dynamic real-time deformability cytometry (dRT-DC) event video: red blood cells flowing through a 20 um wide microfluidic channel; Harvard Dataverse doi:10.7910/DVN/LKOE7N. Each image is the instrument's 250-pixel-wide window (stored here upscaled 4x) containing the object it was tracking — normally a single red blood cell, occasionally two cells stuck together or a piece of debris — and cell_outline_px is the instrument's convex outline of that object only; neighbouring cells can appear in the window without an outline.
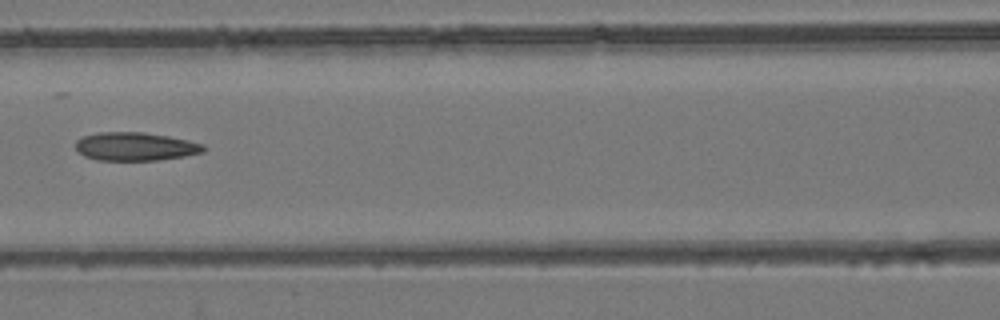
{"species": "common noctule bat (a hibernating species)", "species_latin": "Nyctalus noctula", "temperature_condition": "room temperature", "stored_images_in_passage": 7, "camera_frame_rate_fps": 3000, "um_per_image_px": 0.085, "animal": {"sex": "female", "body_mass_g": 24.6, "forearm_length_mm": 56.2}, "frame": {"image": 1, "passage_image": 7, "time_ms": 2.0, "image_size_px": [1000, 320], "cell_outline_px": [[204, 152], [184, 156], [156, 160], [96, 160], [84, 156], [76, 148], [76, 140], [84, 136], [96, 132], [144, 132], [168, 136], [188, 140], [204, 144]], "centroid_in_image_um": [11.49, 12.45], "position_along_channel_um": 155.1, "area_um2": 21.1}}